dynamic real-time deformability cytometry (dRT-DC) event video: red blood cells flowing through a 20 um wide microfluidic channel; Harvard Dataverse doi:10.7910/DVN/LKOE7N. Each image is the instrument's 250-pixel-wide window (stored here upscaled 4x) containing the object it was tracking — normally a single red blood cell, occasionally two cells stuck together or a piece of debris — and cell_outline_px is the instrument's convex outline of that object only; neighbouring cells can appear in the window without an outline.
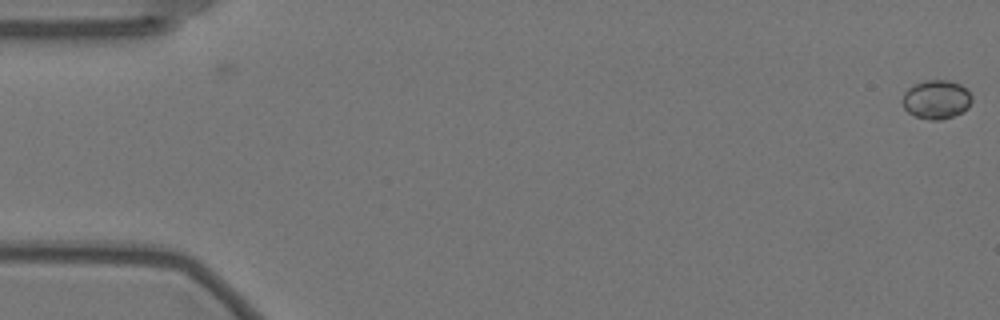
{"species": "Egyptian fruit bat (a non-hibernating species)", "species_latin": "Rousettus aegyptiacus", "temperature_condition": "warm", "stored_images_in_passage": 58, "camera_frame_rate_fps": 3000, "um_per_image_px": 0.085, "animal": {"sex": "female"}, "frame": {"image": 1, "passage_image": 1, "time_ms": 0.0, "image_size_px": [1000, 320], "cell_outline_px": [[972, 100], [968, 108], [964, 112], [940, 120], [928, 120], [916, 116], [908, 112], [904, 108], [900, 100], [904, 92], [908, 88], [924, 80], [948, 80], [960, 84], [972, 96]], "centroid_in_image_um": [79.57, 8.46], "position_along_channel_um": 5.4, "area_um2": 15.84}}
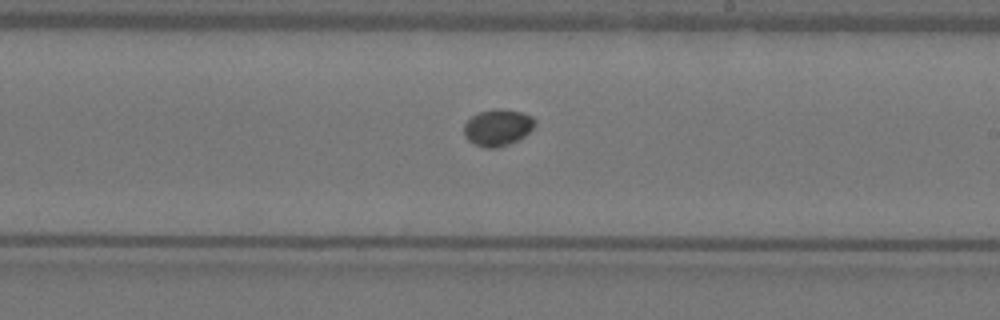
{"frame": {"image": 2, "passage_image": 34, "time_ms": 11.0, "image_size_px": [1000, 320], "cell_outline_px": [[536, 124], [524, 136], [508, 144], [496, 148], [484, 148], [468, 140], [464, 136], [464, 124], [472, 116], [480, 112], [496, 108], [520, 112], [532, 116], [536, 120]], "centroid_in_image_um": [42.3, 10.84], "position_along_channel_um": 246.7, "area_um2": 14.97}}
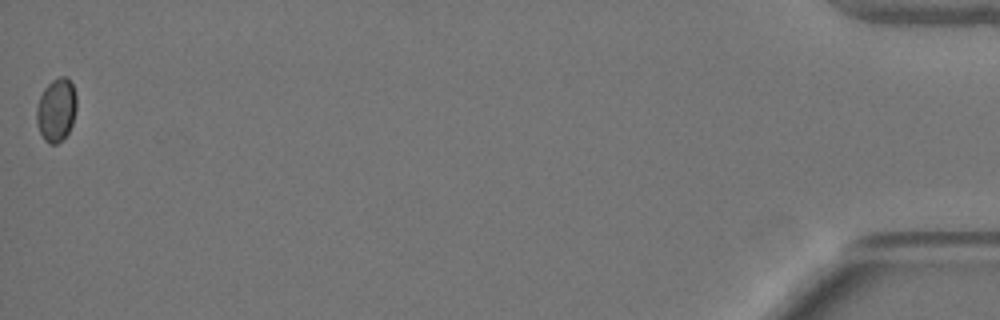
{"frame": {"image": 3, "passage_image": 58, "time_ms": 19.0, "image_size_px": [1000, 320], "cell_outline_px": [[76, 108], [72, 124], [68, 132], [56, 144], [48, 144], [44, 140], [40, 132], [36, 120], [36, 108], [40, 96], [44, 88], [52, 80], [60, 76], [64, 76], [72, 84], [76, 92]], "centroid_in_image_um": [4.78, 9.33], "position_along_channel_um": 430.4, "area_um2": 14.68}}